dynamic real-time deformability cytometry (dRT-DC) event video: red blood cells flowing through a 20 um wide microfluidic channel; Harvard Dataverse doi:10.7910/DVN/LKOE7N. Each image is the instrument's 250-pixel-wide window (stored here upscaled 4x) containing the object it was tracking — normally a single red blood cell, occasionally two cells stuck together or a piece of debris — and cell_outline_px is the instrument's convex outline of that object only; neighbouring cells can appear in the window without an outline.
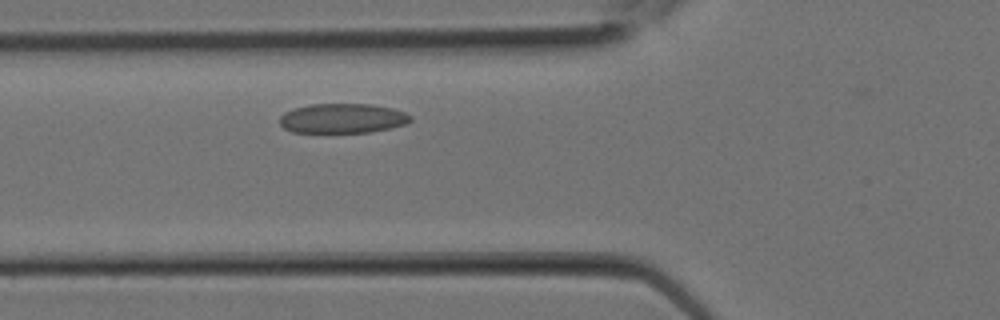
{"species": "Egyptian fruit bat (a non-hibernating species)", "species_latin": "Rousettus aegyptiacus", "temperature_condition": "room temperature", "stored_images_in_passage": 4, "camera_frame_rate_fps": 3000, "um_per_image_px": 0.085, "animal": {"sex": "female"}, "frame": {"image": 1, "passage_image": 4, "time_ms": 1.0, "image_size_px": [1000, 320], "cell_outline_px": [[412, 120], [404, 124], [392, 128], [368, 132], [292, 132], [284, 128], [280, 124], [280, 116], [284, 112], [296, 108], [312, 104], [372, 104], [392, 108], [404, 112], [412, 116]], "centroid_in_image_um": [29.13, 10.06], "position_along_channel_um": 96.7, "area_um2": 22.54}}